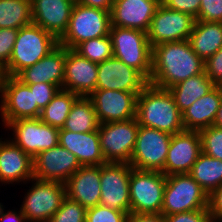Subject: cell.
Segmentation results:
<instances>
[{"instance_id":"6da1fadb","label":"cell","mask_w":222,"mask_h":222,"mask_svg":"<svg viewBox=\"0 0 222 222\" xmlns=\"http://www.w3.org/2000/svg\"><path fill=\"white\" fill-rule=\"evenodd\" d=\"M205 71L204 61L188 40L166 42L152 47L150 84L168 89Z\"/></svg>"},{"instance_id":"7a4b0ae2","label":"cell","mask_w":222,"mask_h":222,"mask_svg":"<svg viewBox=\"0 0 222 222\" xmlns=\"http://www.w3.org/2000/svg\"><path fill=\"white\" fill-rule=\"evenodd\" d=\"M138 124L169 133L184 131L182 114L168 89L148 83L137 97Z\"/></svg>"},{"instance_id":"3957f363","label":"cell","mask_w":222,"mask_h":222,"mask_svg":"<svg viewBox=\"0 0 222 222\" xmlns=\"http://www.w3.org/2000/svg\"><path fill=\"white\" fill-rule=\"evenodd\" d=\"M59 45V40L40 26L31 24L20 28L13 52L4 75L17 76L22 70L34 65Z\"/></svg>"},{"instance_id":"277c9868","label":"cell","mask_w":222,"mask_h":222,"mask_svg":"<svg viewBox=\"0 0 222 222\" xmlns=\"http://www.w3.org/2000/svg\"><path fill=\"white\" fill-rule=\"evenodd\" d=\"M113 56L138 70L148 81L152 71V47L147 33L138 29L111 26Z\"/></svg>"},{"instance_id":"5b68a950","label":"cell","mask_w":222,"mask_h":222,"mask_svg":"<svg viewBox=\"0 0 222 222\" xmlns=\"http://www.w3.org/2000/svg\"><path fill=\"white\" fill-rule=\"evenodd\" d=\"M110 28V11L75 2L68 29L59 39V45L74 49L83 41L109 35Z\"/></svg>"},{"instance_id":"8992f818","label":"cell","mask_w":222,"mask_h":222,"mask_svg":"<svg viewBox=\"0 0 222 222\" xmlns=\"http://www.w3.org/2000/svg\"><path fill=\"white\" fill-rule=\"evenodd\" d=\"M201 209H208V194L189 174L166 176L162 215Z\"/></svg>"},{"instance_id":"52a82bcc","label":"cell","mask_w":222,"mask_h":222,"mask_svg":"<svg viewBox=\"0 0 222 222\" xmlns=\"http://www.w3.org/2000/svg\"><path fill=\"white\" fill-rule=\"evenodd\" d=\"M166 175L132 167L129 179L130 213L161 214Z\"/></svg>"},{"instance_id":"ba28073f","label":"cell","mask_w":222,"mask_h":222,"mask_svg":"<svg viewBox=\"0 0 222 222\" xmlns=\"http://www.w3.org/2000/svg\"><path fill=\"white\" fill-rule=\"evenodd\" d=\"M32 187L26 192L20 210L27 222H49L66 198L64 183L31 179Z\"/></svg>"},{"instance_id":"9c48e42d","label":"cell","mask_w":222,"mask_h":222,"mask_svg":"<svg viewBox=\"0 0 222 222\" xmlns=\"http://www.w3.org/2000/svg\"><path fill=\"white\" fill-rule=\"evenodd\" d=\"M138 120L101 123L98 128L102 154L106 162L128 163L135 147Z\"/></svg>"},{"instance_id":"30bf717a","label":"cell","mask_w":222,"mask_h":222,"mask_svg":"<svg viewBox=\"0 0 222 222\" xmlns=\"http://www.w3.org/2000/svg\"><path fill=\"white\" fill-rule=\"evenodd\" d=\"M41 110L35 102L34 89L16 76L4 75L0 95L3 126L14 120L39 118Z\"/></svg>"},{"instance_id":"8fae6325","label":"cell","mask_w":222,"mask_h":222,"mask_svg":"<svg viewBox=\"0 0 222 222\" xmlns=\"http://www.w3.org/2000/svg\"><path fill=\"white\" fill-rule=\"evenodd\" d=\"M171 137L169 133L139 125L129 164L135 169L159 171L164 174Z\"/></svg>"},{"instance_id":"7c38bea8","label":"cell","mask_w":222,"mask_h":222,"mask_svg":"<svg viewBox=\"0 0 222 222\" xmlns=\"http://www.w3.org/2000/svg\"><path fill=\"white\" fill-rule=\"evenodd\" d=\"M5 127L13 131L10 140L32 158L59 144L60 129L45 124L40 118L14 120Z\"/></svg>"},{"instance_id":"4fadbf2b","label":"cell","mask_w":222,"mask_h":222,"mask_svg":"<svg viewBox=\"0 0 222 222\" xmlns=\"http://www.w3.org/2000/svg\"><path fill=\"white\" fill-rule=\"evenodd\" d=\"M128 163L106 162L100 165L101 198L99 205L130 214Z\"/></svg>"},{"instance_id":"5bb4252c","label":"cell","mask_w":222,"mask_h":222,"mask_svg":"<svg viewBox=\"0 0 222 222\" xmlns=\"http://www.w3.org/2000/svg\"><path fill=\"white\" fill-rule=\"evenodd\" d=\"M195 21L196 18L190 14L171 10L160 4L147 32L150 46L188 40Z\"/></svg>"},{"instance_id":"9a60e30c","label":"cell","mask_w":222,"mask_h":222,"mask_svg":"<svg viewBox=\"0 0 222 222\" xmlns=\"http://www.w3.org/2000/svg\"><path fill=\"white\" fill-rule=\"evenodd\" d=\"M140 93L96 89L91 99L99 123L136 118L137 97Z\"/></svg>"},{"instance_id":"2e32d148","label":"cell","mask_w":222,"mask_h":222,"mask_svg":"<svg viewBox=\"0 0 222 222\" xmlns=\"http://www.w3.org/2000/svg\"><path fill=\"white\" fill-rule=\"evenodd\" d=\"M96 89L140 93L149 83L135 68L112 56L98 63Z\"/></svg>"},{"instance_id":"e0dca14e","label":"cell","mask_w":222,"mask_h":222,"mask_svg":"<svg viewBox=\"0 0 222 222\" xmlns=\"http://www.w3.org/2000/svg\"><path fill=\"white\" fill-rule=\"evenodd\" d=\"M80 167L76 156L58 144L33 158V178L65 184Z\"/></svg>"},{"instance_id":"ac0fdd59","label":"cell","mask_w":222,"mask_h":222,"mask_svg":"<svg viewBox=\"0 0 222 222\" xmlns=\"http://www.w3.org/2000/svg\"><path fill=\"white\" fill-rule=\"evenodd\" d=\"M202 153L198 131L184 130L173 134L164 166V174H189L195 161Z\"/></svg>"},{"instance_id":"d6986e66","label":"cell","mask_w":222,"mask_h":222,"mask_svg":"<svg viewBox=\"0 0 222 222\" xmlns=\"http://www.w3.org/2000/svg\"><path fill=\"white\" fill-rule=\"evenodd\" d=\"M161 0H114L110 10L111 26L148 32Z\"/></svg>"},{"instance_id":"ffe728a7","label":"cell","mask_w":222,"mask_h":222,"mask_svg":"<svg viewBox=\"0 0 222 222\" xmlns=\"http://www.w3.org/2000/svg\"><path fill=\"white\" fill-rule=\"evenodd\" d=\"M98 64L66 48L63 90L89 97L97 84Z\"/></svg>"},{"instance_id":"44dd1931","label":"cell","mask_w":222,"mask_h":222,"mask_svg":"<svg viewBox=\"0 0 222 222\" xmlns=\"http://www.w3.org/2000/svg\"><path fill=\"white\" fill-rule=\"evenodd\" d=\"M74 4V0H31L32 22L59 40L68 29Z\"/></svg>"},{"instance_id":"7402d4cb","label":"cell","mask_w":222,"mask_h":222,"mask_svg":"<svg viewBox=\"0 0 222 222\" xmlns=\"http://www.w3.org/2000/svg\"><path fill=\"white\" fill-rule=\"evenodd\" d=\"M66 47L58 45L47 56L22 70L16 77L24 84L47 83L63 89Z\"/></svg>"},{"instance_id":"603a6c76","label":"cell","mask_w":222,"mask_h":222,"mask_svg":"<svg viewBox=\"0 0 222 222\" xmlns=\"http://www.w3.org/2000/svg\"><path fill=\"white\" fill-rule=\"evenodd\" d=\"M0 142V183L30 182L33 179V158L10 139Z\"/></svg>"},{"instance_id":"cb8c5ba5","label":"cell","mask_w":222,"mask_h":222,"mask_svg":"<svg viewBox=\"0 0 222 222\" xmlns=\"http://www.w3.org/2000/svg\"><path fill=\"white\" fill-rule=\"evenodd\" d=\"M100 166H81L65 183L66 196L89 209L101 198Z\"/></svg>"},{"instance_id":"d4e9b609","label":"cell","mask_w":222,"mask_h":222,"mask_svg":"<svg viewBox=\"0 0 222 222\" xmlns=\"http://www.w3.org/2000/svg\"><path fill=\"white\" fill-rule=\"evenodd\" d=\"M59 144L73 153L81 166H100L105 164L98 129L93 132L59 131Z\"/></svg>"},{"instance_id":"484cf974","label":"cell","mask_w":222,"mask_h":222,"mask_svg":"<svg viewBox=\"0 0 222 222\" xmlns=\"http://www.w3.org/2000/svg\"><path fill=\"white\" fill-rule=\"evenodd\" d=\"M222 100V86H215L182 113L184 130L199 131L214 125Z\"/></svg>"},{"instance_id":"4316f807","label":"cell","mask_w":222,"mask_h":222,"mask_svg":"<svg viewBox=\"0 0 222 222\" xmlns=\"http://www.w3.org/2000/svg\"><path fill=\"white\" fill-rule=\"evenodd\" d=\"M188 41L192 50L206 61L222 47V24L196 20Z\"/></svg>"},{"instance_id":"83f0119b","label":"cell","mask_w":222,"mask_h":222,"mask_svg":"<svg viewBox=\"0 0 222 222\" xmlns=\"http://www.w3.org/2000/svg\"><path fill=\"white\" fill-rule=\"evenodd\" d=\"M214 87L215 85L212 83V80L204 71L199 75H194L168 88V90L172 94L175 104L182 114L197 99L206 95Z\"/></svg>"},{"instance_id":"f1b7e54d","label":"cell","mask_w":222,"mask_h":222,"mask_svg":"<svg viewBox=\"0 0 222 222\" xmlns=\"http://www.w3.org/2000/svg\"><path fill=\"white\" fill-rule=\"evenodd\" d=\"M99 121L89 97L79 96L73 103L70 113L60 130L72 132H93L99 128Z\"/></svg>"},{"instance_id":"f546056e","label":"cell","mask_w":222,"mask_h":222,"mask_svg":"<svg viewBox=\"0 0 222 222\" xmlns=\"http://www.w3.org/2000/svg\"><path fill=\"white\" fill-rule=\"evenodd\" d=\"M189 175L209 195L213 190L222 186V160L207 156L202 152L192 166Z\"/></svg>"},{"instance_id":"4dcf8cb0","label":"cell","mask_w":222,"mask_h":222,"mask_svg":"<svg viewBox=\"0 0 222 222\" xmlns=\"http://www.w3.org/2000/svg\"><path fill=\"white\" fill-rule=\"evenodd\" d=\"M32 23L31 0H0V28L20 29Z\"/></svg>"},{"instance_id":"1f68e13d","label":"cell","mask_w":222,"mask_h":222,"mask_svg":"<svg viewBox=\"0 0 222 222\" xmlns=\"http://www.w3.org/2000/svg\"><path fill=\"white\" fill-rule=\"evenodd\" d=\"M79 96L66 90H59L49 104L41 110L40 119L50 126L62 129L71 107Z\"/></svg>"},{"instance_id":"d6a6232c","label":"cell","mask_w":222,"mask_h":222,"mask_svg":"<svg viewBox=\"0 0 222 222\" xmlns=\"http://www.w3.org/2000/svg\"><path fill=\"white\" fill-rule=\"evenodd\" d=\"M73 50L80 56L97 64L113 56V46L110 35L83 41Z\"/></svg>"},{"instance_id":"836d02e7","label":"cell","mask_w":222,"mask_h":222,"mask_svg":"<svg viewBox=\"0 0 222 222\" xmlns=\"http://www.w3.org/2000/svg\"><path fill=\"white\" fill-rule=\"evenodd\" d=\"M202 152L207 156L222 160V128L215 125L198 131Z\"/></svg>"},{"instance_id":"e575fe53","label":"cell","mask_w":222,"mask_h":222,"mask_svg":"<svg viewBox=\"0 0 222 222\" xmlns=\"http://www.w3.org/2000/svg\"><path fill=\"white\" fill-rule=\"evenodd\" d=\"M86 212L87 209L79 202L73 201L66 196L61 207L49 222H86Z\"/></svg>"},{"instance_id":"d590c367","label":"cell","mask_w":222,"mask_h":222,"mask_svg":"<svg viewBox=\"0 0 222 222\" xmlns=\"http://www.w3.org/2000/svg\"><path fill=\"white\" fill-rule=\"evenodd\" d=\"M128 213L97 205L87 209L86 222H127Z\"/></svg>"},{"instance_id":"8d00e7d4","label":"cell","mask_w":222,"mask_h":222,"mask_svg":"<svg viewBox=\"0 0 222 222\" xmlns=\"http://www.w3.org/2000/svg\"><path fill=\"white\" fill-rule=\"evenodd\" d=\"M19 29L0 28V68L4 70L11 58Z\"/></svg>"},{"instance_id":"74e56055","label":"cell","mask_w":222,"mask_h":222,"mask_svg":"<svg viewBox=\"0 0 222 222\" xmlns=\"http://www.w3.org/2000/svg\"><path fill=\"white\" fill-rule=\"evenodd\" d=\"M222 19V0H201L196 20L220 22Z\"/></svg>"},{"instance_id":"f35d334b","label":"cell","mask_w":222,"mask_h":222,"mask_svg":"<svg viewBox=\"0 0 222 222\" xmlns=\"http://www.w3.org/2000/svg\"><path fill=\"white\" fill-rule=\"evenodd\" d=\"M27 85L30 89H34L35 102L40 110H43L60 90L56 85L44 82Z\"/></svg>"},{"instance_id":"ab89813d","label":"cell","mask_w":222,"mask_h":222,"mask_svg":"<svg viewBox=\"0 0 222 222\" xmlns=\"http://www.w3.org/2000/svg\"><path fill=\"white\" fill-rule=\"evenodd\" d=\"M206 75L215 86H222V47L204 61Z\"/></svg>"},{"instance_id":"60d3db41","label":"cell","mask_w":222,"mask_h":222,"mask_svg":"<svg viewBox=\"0 0 222 222\" xmlns=\"http://www.w3.org/2000/svg\"><path fill=\"white\" fill-rule=\"evenodd\" d=\"M165 217V222H213L208 209L176 213Z\"/></svg>"},{"instance_id":"b9f144b4","label":"cell","mask_w":222,"mask_h":222,"mask_svg":"<svg viewBox=\"0 0 222 222\" xmlns=\"http://www.w3.org/2000/svg\"><path fill=\"white\" fill-rule=\"evenodd\" d=\"M165 7L198 17L201 0H161Z\"/></svg>"},{"instance_id":"7bdbcfd3","label":"cell","mask_w":222,"mask_h":222,"mask_svg":"<svg viewBox=\"0 0 222 222\" xmlns=\"http://www.w3.org/2000/svg\"><path fill=\"white\" fill-rule=\"evenodd\" d=\"M208 212L213 221L222 222V186L208 195Z\"/></svg>"},{"instance_id":"ee69618b","label":"cell","mask_w":222,"mask_h":222,"mask_svg":"<svg viewBox=\"0 0 222 222\" xmlns=\"http://www.w3.org/2000/svg\"><path fill=\"white\" fill-rule=\"evenodd\" d=\"M127 222H165V217L162 214H135L130 213L127 217Z\"/></svg>"},{"instance_id":"f6af8a7d","label":"cell","mask_w":222,"mask_h":222,"mask_svg":"<svg viewBox=\"0 0 222 222\" xmlns=\"http://www.w3.org/2000/svg\"><path fill=\"white\" fill-rule=\"evenodd\" d=\"M76 2L83 6L100 8L110 11L114 0H76Z\"/></svg>"},{"instance_id":"bcb514c9","label":"cell","mask_w":222,"mask_h":222,"mask_svg":"<svg viewBox=\"0 0 222 222\" xmlns=\"http://www.w3.org/2000/svg\"><path fill=\"white\" fill-rule=\"evenodd\" d=\"M0 222H27V220L21 210H8V212H2Z\"/></svg>"},{"instance_id":"7dc6e473","label":"cell","mask_w":222,"mask_h":222,"mask_svg":"<svg viewBox=\"0 0 222 222\" xmlns=\"http://www.w3.org/2000/svg\"><path fill=\"white\" fill-rule=\"evenodd\" d=\"M214 125L219 127V128H222V100H221V103H220V107H219Z\"/></svg>"},{"instance_id":"c3c4849f","label":"cell","mask_w":222,"mask_h":222,"mask_svg":"<svg viewBox=\"0 0 222 222\" xmlns=\"http://www.w3.org/2000/svg\"><path fill=\"white\" fill-rule=\"evenodd\" d=\"M3 78H4V72H3V70L0 68V95H1Z\"/></svg>"},{"instance_id":"681fc988","label":"cell","mask_w":222,"mask_h":222,"mask_svg":"<svg viewBox=\"0 0 222 222\" xmlns=\"http://www.w3.org/2000/svg\"><path fill=\"white\" fill-rule=\"evenodd\" d=\"M3 207L4 206L2 205V203H0V217H1V214H2L3 210L5 211V209Z\"/></svg>"}]
</instances>
